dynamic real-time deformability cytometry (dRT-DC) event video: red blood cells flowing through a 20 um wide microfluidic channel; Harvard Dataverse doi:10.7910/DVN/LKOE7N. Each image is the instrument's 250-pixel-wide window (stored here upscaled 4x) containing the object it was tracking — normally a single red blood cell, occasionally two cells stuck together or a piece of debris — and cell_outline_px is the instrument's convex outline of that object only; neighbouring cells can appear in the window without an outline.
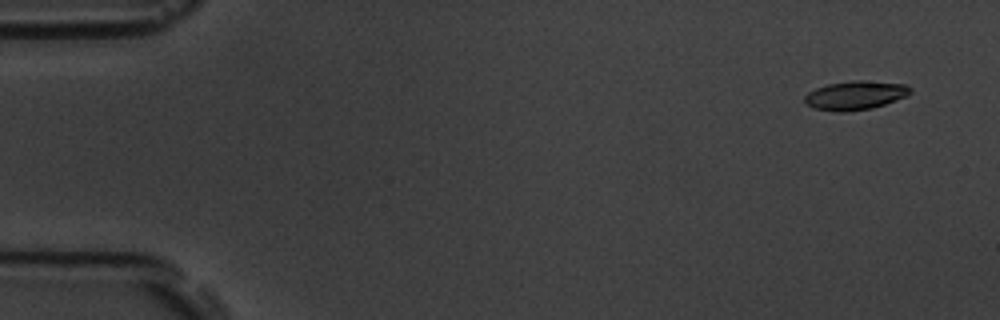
{"species": "common noctule bat (a hibernating species)", "species_latin": "Nyctalus noctula", "temperature_condition": "room temperature", "stored_images_in_passage": 6, "camera_frame_rate_fps": 3000, "um_per_image_px": 0.085, "animal": {"sex": "male", "body_mass_g": 19.5, "forearm_length_mm": 54.6}, "frame": {"image": 1, "passage_image": 1, "time_ms": 0.0, "image_size_px": [1000, 320], "cell_outline_px": [[912, 92], [908, 96], [872, 108], [844, 112], [840, 112], [812, 108], [804, 104], [804, 96], [808, 92], [816, 88], [828, 84], [852, 80], [864, 80], [908, 84], [912, 88]], "centroid_in_image_um": [72.71, 8.1], "position_along_channel_um": 12.3, "area_um2": 18.03}}
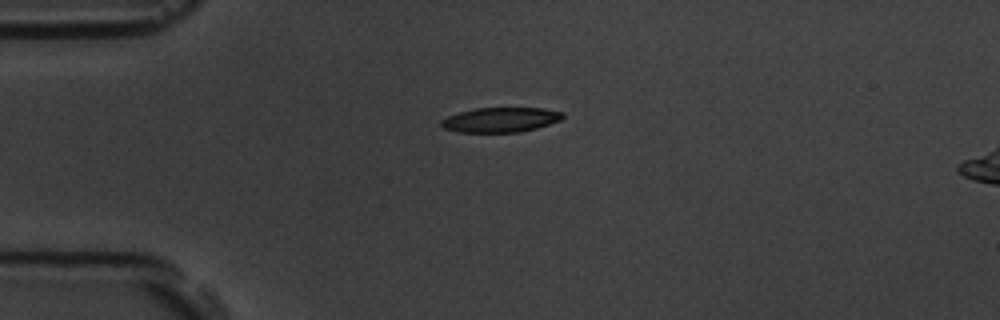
{"frame": {"image": 2, "passage_image": 4, "time_ms": 3.667, "image_size_px": [1000, 320], "cell_outline_px": [[564, 116], [560, 120], [536, 128], [520, 132], [456, 132], [444, 128], [440, 124], [440, 120], [448, 116], [460, 112], [476, 108], [540, 108], [564, 112]], "centroid_in_image_um": [42.53, 10.18], "position_along_channel_um": 42.5, "area_um2": 17.46}}